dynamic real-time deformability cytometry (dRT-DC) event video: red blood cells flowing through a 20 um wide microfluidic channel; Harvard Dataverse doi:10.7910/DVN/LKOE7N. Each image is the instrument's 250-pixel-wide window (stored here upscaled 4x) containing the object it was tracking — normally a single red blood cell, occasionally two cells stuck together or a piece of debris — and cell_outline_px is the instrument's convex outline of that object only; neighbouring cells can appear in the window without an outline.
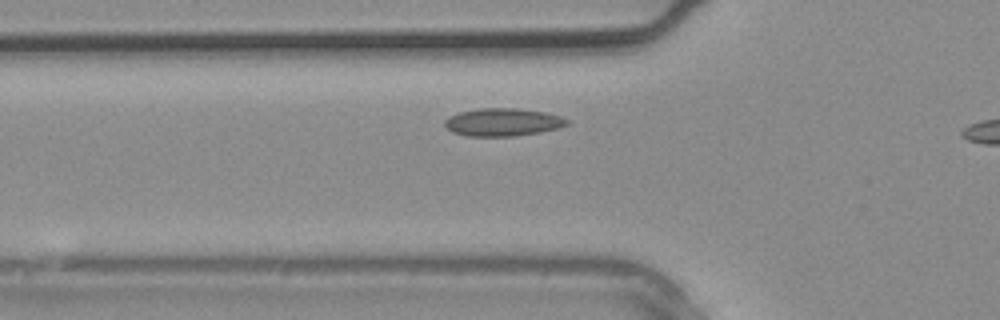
{"species": "common noctule bat (a hibernating species)", "species_latin": "Nyctalus noctula", "temperature_condition": "warm", "stored_images_in_passage": 4, "segment_of_instrument_passage": [1, 2], "camera_frame_rate_fps": 3000, "um_per_image_px": 0.085, "animal": {"sex": "male", "body_mass_g": 20.4}, "frame": {"image": 1, "passage_image": 3, "time_ms": 0.667, "image_size_px": [1000, 320], "cell_outline_px": [[568, 124], [560, 128], [540, 132], [512, 136], [468, 136], [452, 132], [444, 124], [444, 120], [448, 116], [460, 112], [480, 108], [520, 108], [548, 112], [560, 116], [568, 120]], "centroid_in_image_um": [42.75, 10.37], "position_along_channel_um": 83.0, "area_um2": 19.94}}